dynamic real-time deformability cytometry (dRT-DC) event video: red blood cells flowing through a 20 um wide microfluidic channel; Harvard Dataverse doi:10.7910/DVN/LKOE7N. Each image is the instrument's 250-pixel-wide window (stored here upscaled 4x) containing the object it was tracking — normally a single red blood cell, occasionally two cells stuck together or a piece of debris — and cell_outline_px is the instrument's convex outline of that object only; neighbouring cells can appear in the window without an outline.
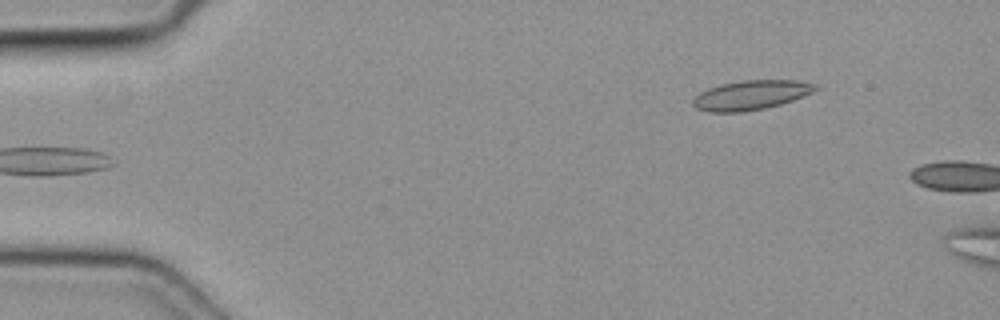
{"species": "common noctule bat (a hibernating species)", "species_latin": "Nyctalus noctula", "temperature_condition": "cold", "stored_images_in_passage": 4, "camera_frame_rate_fps": 3000, "um_per_image_px": 0.085, "animal": {"sex": "female", "body_mass_g": 19.3, "forearm_length_mm": 54.1}, "frame": {"image": 1, "passage_image": 4, "time_ms": 1.0, "image_size_px": [1000, 320], "cell_outline_px": [[820, 88], [812, 92], [792, 100], [780, 104], [764, 108], [744, 112], [708, 112], [696, 108], [692, 104], [692, 100], [700, 92], [708, 88], [720, 84], [744, 80], [796, 80], [816, 84]], "centroid_in_image_um": [63.81, 8.08], "position_along_channel_um": 21.2, "area_um2": 20.98}}